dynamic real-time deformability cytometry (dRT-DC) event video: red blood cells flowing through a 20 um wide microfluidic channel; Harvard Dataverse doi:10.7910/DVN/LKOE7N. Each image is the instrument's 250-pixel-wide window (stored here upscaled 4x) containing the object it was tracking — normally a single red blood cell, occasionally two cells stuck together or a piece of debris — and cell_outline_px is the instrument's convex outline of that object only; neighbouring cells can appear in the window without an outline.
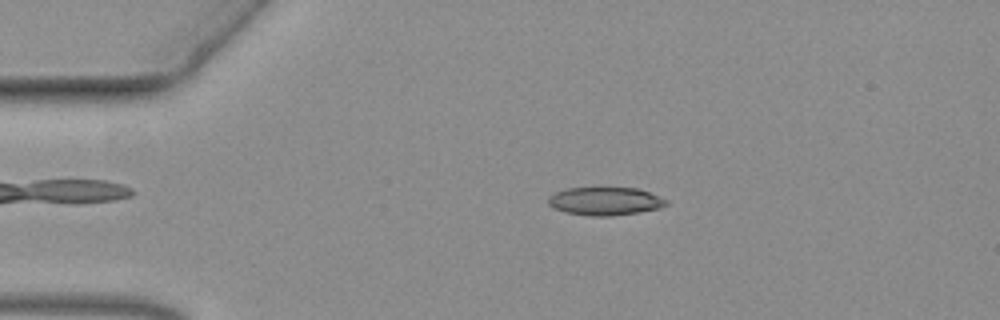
{"species": "common noctule bat (a hibernating species)", "species_latin": "Nyctalus noctula", "temperature_condition": "warm", "stored_images_in_passage": 7, "camera_frame_rate_fps": 3000, "um_per_image_px": 0.085, "animal": {"sex": "female", "body_mass_g": 19.3, "forearm_length_mm": 54.1}, "frame": {"image": 1, "passage_image": 3, "time_ms": 0.667, "image_size_px": [1000, 320], "cell_outline_px": [[668, 204], [660, 208], [612, 216], [592, 216], [564, 212], [552, 208], [548, 204], [548, 196], [556, 192], [568, 188], [636, 188], [648, 192], [668, 200]], "centroid_in_image_um": [51.4, 17.1], "position_along_channel_um": 33.6, "area_um2": 19.25}}